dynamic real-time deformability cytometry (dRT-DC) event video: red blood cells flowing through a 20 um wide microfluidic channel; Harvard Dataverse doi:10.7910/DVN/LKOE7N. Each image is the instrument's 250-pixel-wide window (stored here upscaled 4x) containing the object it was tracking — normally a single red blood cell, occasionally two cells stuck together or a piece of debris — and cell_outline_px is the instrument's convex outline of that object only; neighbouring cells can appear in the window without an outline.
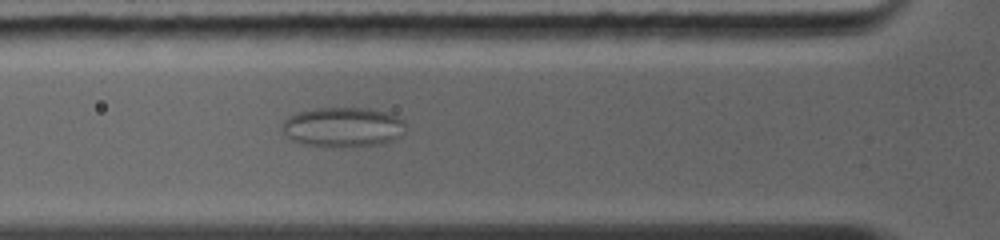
{"species": "common noctule bat (a hibernating species)", "species_latin": "Nyctalus noctula", "temperature_condition": "warm", "stored_images_in_passage": 50, "camera_frame_rate_fps": 5000, "um_per_image_px": 0.085, "animal": {"sex": "female", "body_mass_g": 19.0, "forearm_length_mm": 56.7}, "frame": {"image": 1, "passage_image": 13, "time_ms": 4.0, "image_size_px": [1000, 240], "cell_outline_px": [[404, 132], [392, 140], [384, 144], [332, 148], [300, 144], [292, 140], [280, 128], [280, 124], [288, 116], [296, 112], [316, 108], [368, 108], [388, 112], [404, 120]], "centroid_in_image_um": [29.11, 10.81], "position_along_channel_um": 96.7, "area_um2": 29.13}}
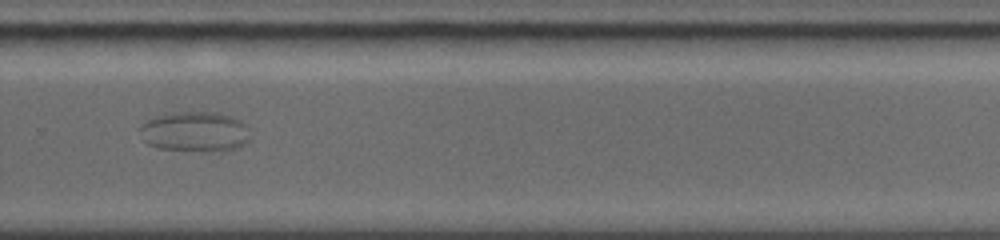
{"frame": {"image": 2, "passage_image": 30, "time_ms": 9.4, "image_size_px": [1000, 240], "cell_outline_px": [[252, 136], [244, 144], [236, 148], [160, 148], [148, 144], [144, 140], [140, 128], [140, 124], [152, 116], [164, 112], [216, 112], [232, 116], [240, 120], [244, 124]], "centroid_in_image_um": [16.53, 11.1], "position_along_channel_um": 313.3, "area_um2": 25.03}}
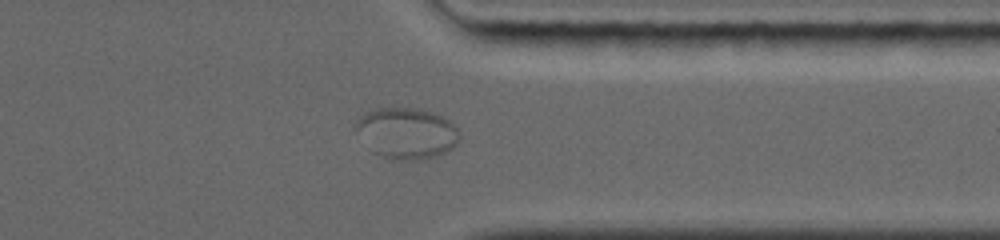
{"frame": {"image": 3, "passage_image": 35, "time_ms": 11.0, "image_size_px": [1000, 240], "cell_outline_px": [[460, 136], [456, 144], [452, 148], [436, 156], [416, 160], [392, 160], [372, 152], [352, 128], [356, 120], [364, 112], [376, 108], [420, 108], [444, 116], [452, 120], [460, 132]], "centroid_in_image_um": [34.54, 11.3], "position_along_channel_um": 376.9, "area_um2": 31.5}}